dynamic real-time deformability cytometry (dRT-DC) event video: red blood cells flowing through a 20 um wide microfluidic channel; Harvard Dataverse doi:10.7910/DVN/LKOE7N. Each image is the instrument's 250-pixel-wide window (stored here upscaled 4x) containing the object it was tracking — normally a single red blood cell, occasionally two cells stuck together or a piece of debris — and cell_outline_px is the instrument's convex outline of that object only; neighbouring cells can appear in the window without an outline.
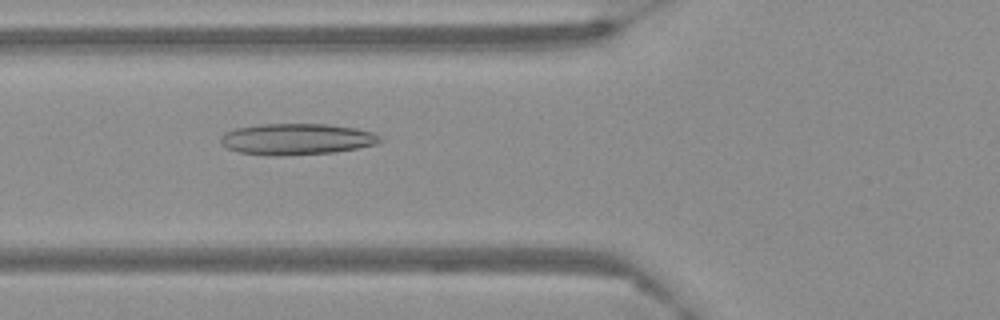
{"species": "Egyptian fruit bat (a non-hibernating species)", "species_latin": "Rousettus aegyptiacus", "temperature_condition": "warm", "stored_images_in_passage": 60, "camera_frame_rate_fps": 3000, "um_per_image_px": 0.085, "frame": {"image": 1, "passage_image": 23, "time_ms": 7.333, "image_size_px": [1000, 320], "cell_outline_px": [[384, 140], [376, 144], [356, 148], [332, 152], [280, 156], [276, 156], [240, 152], [228, 148], [220, 144], [220, 136], [224, 132], [236, 128], [260, 124], [328, 124], [356, 128], [372, 132], [380, 136]], "centroid_in_image_um": [25.2, 11.82], "position_along_channel_um": 100.6, "area_um2": 29.02}}
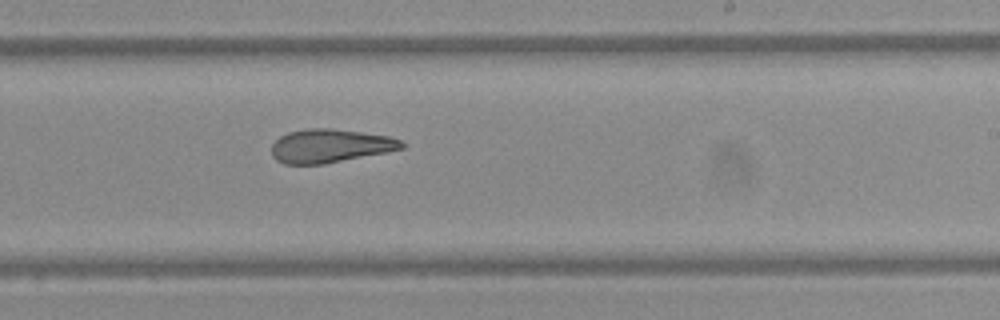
{"frame": {"image": 2, "passage_image": 37, "time_ms": 12.0, "image_size_px": [1000, 320], "cell_outline_px": [[404, 148], [388, 152], [324, 164], [284, 164], [276, 160], [272, 156], [272, 144], [280, 136], [288, 132], [304, 128], [332, 128], [388, 136], [400, 140], [404, 144]], "centroid_in_image_um": [28.03, 12.4], "position_along_channel_um": 261.0, "area_um2": 25.49}}
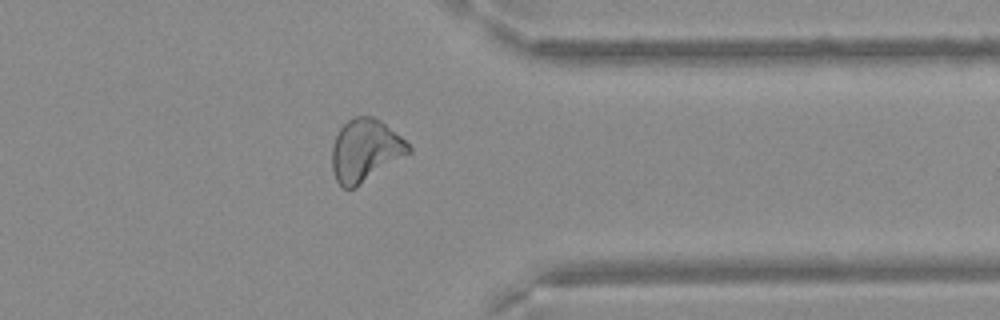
{"frame": {"image": 3, "passage_image": 48, "time_ms": 15.667, "image_size_px": [1000, 320], "cell_outline_px": [[412, 152], [356, 188], [344, 188], [336, 180], [332, 172], [332, 148], [336, 136], [340, 128], [348, 120], [356, 116], [372, 116], [380, 120], [400, 136], [412, 148]], "centroid_in_image_um": [31.05, 12.8], "position_along_channel_um": 380.4, "area_um2": 27.86}}